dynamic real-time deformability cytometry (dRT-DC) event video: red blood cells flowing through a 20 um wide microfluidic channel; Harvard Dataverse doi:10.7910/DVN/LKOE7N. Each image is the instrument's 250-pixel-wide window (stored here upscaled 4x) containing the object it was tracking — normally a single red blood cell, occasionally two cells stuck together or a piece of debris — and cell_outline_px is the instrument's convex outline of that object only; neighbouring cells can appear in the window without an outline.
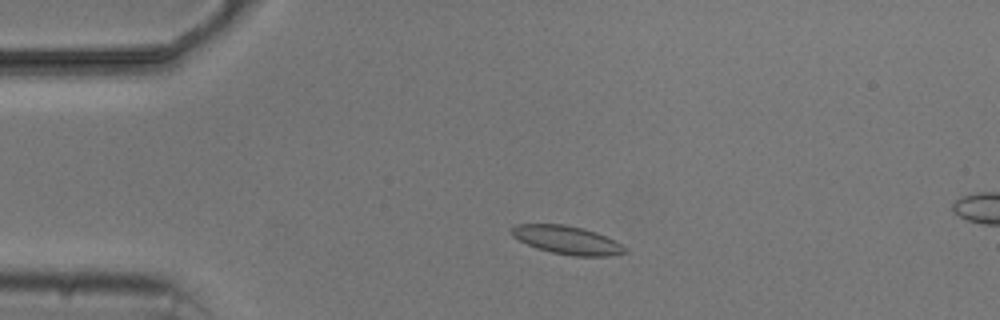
{"species": "common noctule bat (a hibernating species)", "species_latin": "Nyctalus noctula", "temperature_condition": "cold", "stored_images_in_passage": 5, "camera_frame_rate_fps": 3000, "um_per_image_px": 0.085, "animal": {"sex": "male", "body_mass_g": 20.5, "forearm_length_mm": 52.5}, "frame": {"image": 1, "passage_image": 3, "time_ms": 2.333, "image_size_px": [1000, 320], "cell_outline_px": [[628, 252], [608, 256], [572, 256], [552, 252], [536, 248], [512, 236], [512, 228], [516, 224], [564, 224], [584, 228], [596, 232], [616, 240], [628, 248]], "centroid_in_image_um": [48.26, 20.4], "position_along_channel_um": 36.7, "area_um2": 18.79}}